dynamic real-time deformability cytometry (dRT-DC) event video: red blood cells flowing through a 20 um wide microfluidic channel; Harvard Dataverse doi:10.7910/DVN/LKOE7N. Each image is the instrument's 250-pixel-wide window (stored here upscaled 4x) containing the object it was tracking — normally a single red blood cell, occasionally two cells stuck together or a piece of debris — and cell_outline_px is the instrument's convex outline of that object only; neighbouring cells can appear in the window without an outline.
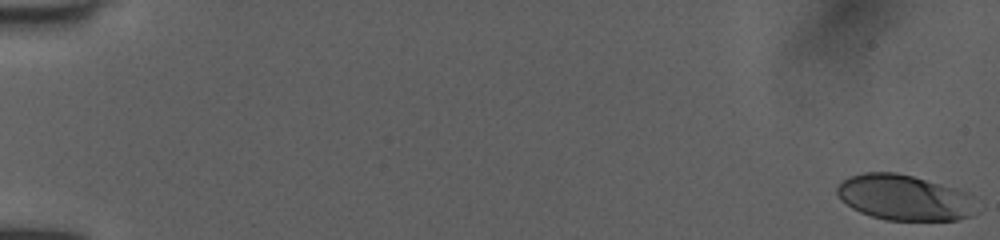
{"species": "human", "species_latin": "Homo sapiens", "temperature_condition": "room temperature", "stored_images_in_passage": 52, "camera_frame_rate_fps": 3000, "um_per_image_px": 0.085, "donor": {"sex": "female"}, "frame": {"image": 1, "passage_image": 1, "time_ms": 0.0, "image_size_px": [1000, 240], "cell_outline_px": [[980, 212], [972, 216], [956, 220], [888, 220], [872, 216], [860, 212], [852, 208], [840, 200], [836, 192], [836, 188], [848, 176], [864, 172], [896, 172], [912, 176], [968, 192], [972, 196]], "centroid_in_image_um": [76.9, 16.8], "position_along_channel_um": 8.1, "area_um2": 37.28}}
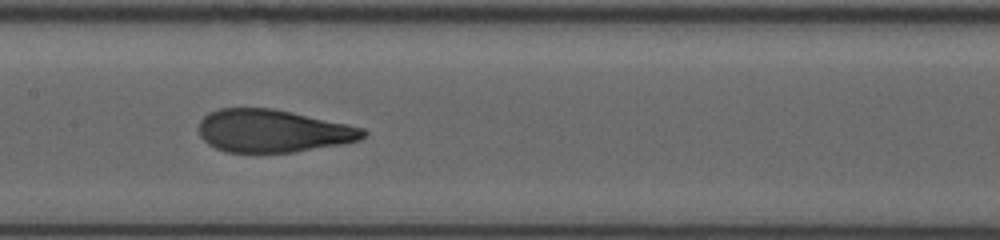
{"frame": {"image": 2, "passage_image": 28, "time_ms": 9.0, "image_size_px": [1000, 240], "cell_outline_px": [[368, 132], [360, 140], [344, 144], [292, 152], [228, 152], [216, 148], [208, 144], [200, 136], [200, 120], [208, 112], [220, 108], [272, 108], [292, 112], [348, 124], [364, 128]], "centroid_in_image_um": [23.21, 11.12], "position_along_channel_um": 184.2, "area_um2": 40.92}}
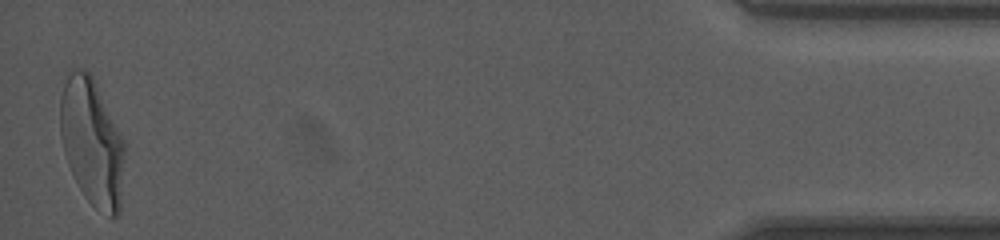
{"frame": {"image": 3, "passage_image": 52, "time_ms": 17.0, "image_size_px": [1000, 240], "cell_outline_px": [[124, 152], [120, 212], [116, 216], [112, 216], [92, 204], [84, 196], [68, 164], [64, 152], [60, 136], [60, 96], [64, 84], [68, 76], [72, 72], [84, 68], [92, 72], [124, 140]], "centroid_in_image_um": [7.81, 12.03], "position_along_channel_um": 427.4, "area_um2": 47.45}, "authors_computed_cell_mechanics": {"area_um2": 41.5293, "velocity_mm_per_s": 4.0333, "shape_relaxation_time_tau1_ms": 4.703, "shape_relaxation_time_tau2_ms": 0.6734, "deformation_change_tau1": 0.2185, "deformation_change_tau2": 0.0827}}